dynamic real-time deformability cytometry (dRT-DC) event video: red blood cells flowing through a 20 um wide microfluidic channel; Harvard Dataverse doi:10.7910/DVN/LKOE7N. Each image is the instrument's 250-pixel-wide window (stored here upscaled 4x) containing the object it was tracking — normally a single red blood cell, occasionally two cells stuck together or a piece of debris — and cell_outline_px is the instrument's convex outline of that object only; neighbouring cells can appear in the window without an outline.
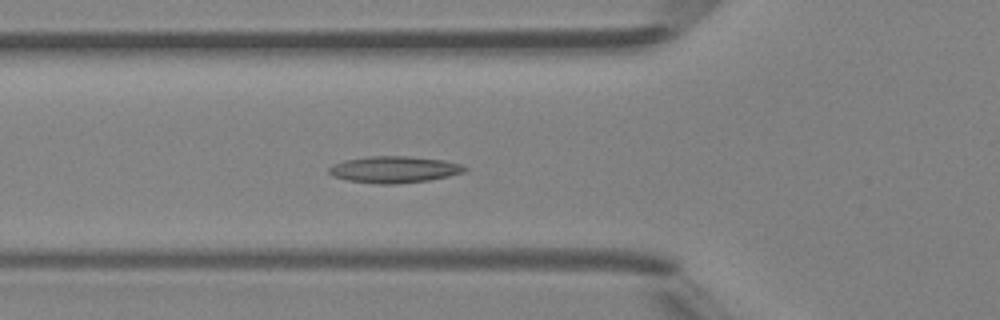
{"species": "Egyptian fruit bat (a non-hibernating species)", "species_latin": "Rousettus aegyptiacus", "temperature_condition": "room temperature", "stored_images_in_passage": 37, "camera_frame_rate_fps": 3000, "um_per_image_px": 0.085, "animal": {"sex": "female"}, "frame": {"image": 1, "passage_image": 7, "time_ms": 2.0, "image_size_px": [1000, 320], "cell_outline_px": [[468, 168], [464, 172], [448, 176], [428, 180], [392, 184], [380, 184], [348, 180], [332, 176], [328, 172], [328, 168], [332, 164], [344, 160], [368, 156], [408, 156], [444, 160], [460, 164]], "centroid_in_image_um": [33.47, 14.4], "position_along_channel_um": 92.3, "area_um2": 20.98}}
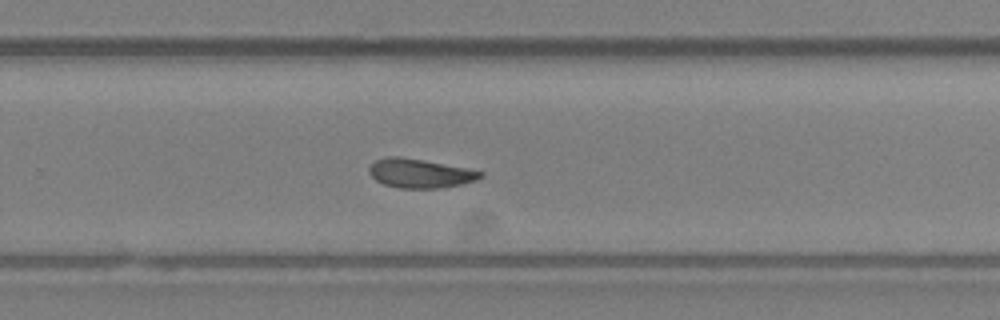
{"frame": {"image": 2, "passage_image": 21, "time_ms": 6.667, "image_size_px": [1000, 320], "cell_outline_px": [[484, 172], [476, 180], [460, 184], [436, 188], [400, 188], [384, 184], [376, 180], [368, 172], [368, 168], [376, 160], [388, 156], [396, 156], [420, 160], [464, 168]], "centroid_in_image_um": [35.63, 14.74], "position_along_channel_um": 294.2, "area_um2": 18.26}}
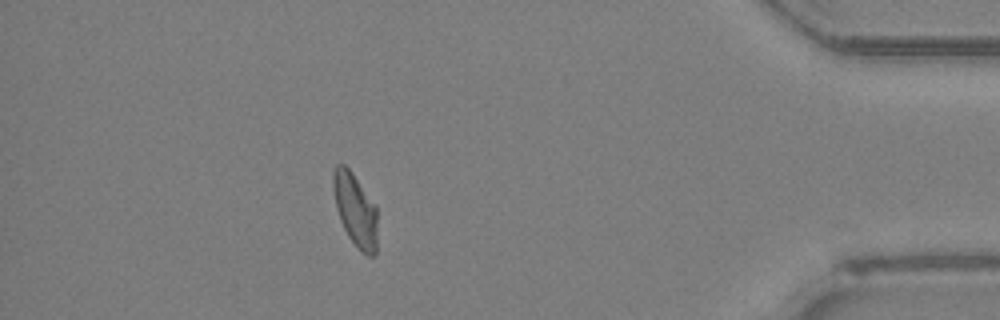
{"frame": {"image": 3, "passage_image": 32, "time_ms": 10.333, "image_size_px": [1000, 320], "cell_outline_px": [[376, 252], [372, 256], [368, 256], [360, 252], [348, 236], [340, 220], [336, 208], [332, 184], [332, 172], [336, 164], [344, 164], [352, 172], [376, 204]], "centroid_in_image_um": [30.19, 17.82], "position_along_channel_um": 405.0, "area_um2": 18.96}}